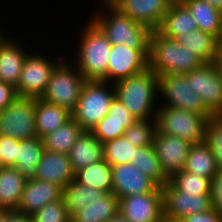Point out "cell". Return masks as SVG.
I'll return each mask as SVG.
<instances>
[{
  "label": "cell",
  "mask_w": 222,
  "mask_h": 222,
  "mask_svg": "<svg viewBox=\"0 0 222 222\" xmlns=\"http://www.w3.org/2000/svg\"><path fill=\"white\" fill-rule=\"evenodd\" d=\"M113 86L115 97L137 120L155 119L159 98L158 76L149 68L140 74L119 80Z\"/></svg>",
  "instance_id": "1"
},
{
  "label": "cell",
  "mask_w": 222,
  "mask_h": 222,
  "mask_svg": "<svg viewBox=\"0 0 222 222\" xmlns=\"http://www.w3.org/2000/svg\"><path fill=\"white\" fill-rule=\"evenodd\" d=\"M78 42L74 65L86 81L107 82V66L112 44L102 30L90 19L85 24Z\"/></svg>",
  "instance_id": "2"
},
{
  "label": "cell",
  "mask_w": 222,
  "mask_h": 222,
  "mask_svg": "<svg viewBox=\"0 0 222 222\" xmlns=\"http://www.w3.org/2000/svg\"><path fill=\"white\" fill-rule=\"evenodd\" d=\"M91 20L102 30L112 44H123L131 49H149L151 30L123 14L114 5L101 4ZM106 7V8H105ZM107 10V11H106Z\"/></svg>",
  "instance_id": "3"
},
{
  "label": "cell",
  "mask_w": 222,
  "mask_h": 222,
  "mask_svg": "<svg viewBox=\"0 0 222 222\" xmlns=\"http://www.w3.org/2000/svg\"><path fill=\"white\" fill-rule=\"evenodd\" d=\"M204 62L180 45L176 39L168 38L157 30L151 32L149 47V69L157 76L168 73L186 74Z\"/></svg>",
  "instance_id": "4"
},
{
  "label": "cell",
  "mask_w": 222,
  "mask_h": 222,
  "mask_svg": "<svg viewBox=\"0 0 222 222\" xmlns=\"http://www.w3.org/2000/svg\"><path fill=\"white\" fill-rule=\"evenodd\" d=\"M114 98L115 89L112 83L86 81L77 105L71 112L72 118L83 131L91 132L96 124L109 113Z\"/></svg>",
  "instance_id": "5"
},
{
  "label": "cell",
  "mask_w": 222,
  "mask_h": 222,
  "mask_svg": "<svg viewBox=\"0 0 222 222\" xmlns=\"http://www.w3.org/2000/svg\"><path fill=\"white\" fill-rule=\"evenodd\" d=\"M211 117L184 109L158 106L156 111L157 132L176 136L192 144L205 140L206 124Z\"/></svg>",
  "instance_id": "6"
},
{
  "label": "cell",
  "mask_w": 222,
  "mask_h": 222,
  "mask_svg": "<svg viewBox=\"0 0 222 222\" xmlns=\"http://www.w3.org/2000/svg\"><path fill=\"white\" fill-rule=\"evenodd\" d=\"M63 62L61 60L52 70L46 91L41 99L72 112L77 105L86 79L73 63L70 64L69 60Z\"/></svg>",
  "instance_id": "7"
},
{
  "label": "cell",
  "mask_w": 222,
  "mask_h": 222,
  "mask_svg": "<svg viewBox=\"0 0 222 222\" xmlns=\"http://www.w3.org/2000/svg\"><path fill=\"white\" fill-rule=\"evenodd\" d=\"M158 93L164 99L163 104L159 106L174 107L184 109L197 114H203L205 117L214 115L205 107V104L196 94L192 87H189L186 74L168 73L158 76ZM162 93V94H161Z\"/></svg>",
  "instance_id": "8"
},
{
  "label": "cell",
  "mask_w": 222,
  "mask_h": 222,
  "mask_svg": "<svg viewBox=\"0 0 222 222\" xmlns=\"http://www.w3.org/2000/svg\"><path fill=\"white\" fill-rule=\"evenodd\" d=\"M0 136L25 140L37 136L35 127V98L17 97L0 111Z\"/></svg>",
  "instance_id": "9"
},
{
  "label": "cell",
  "mask_w": 222,
  "mask_h": 222,
  "mask_svg": "<svg viewBox=\"0 0 222 222\" xmlns=\"http://www.w3.org/2000/svg\"><path fill=\"white\" fill-rule=\"evenodd\" d=\"M28 53L24 60L16 93L19 97L41 98L46 91L50 74L55 66L61 61L51 60V57L37 53Z\"/></svg>",
  "instance_id": "10"
},
{
  "label": "cell",
  "mask_w": 222,
  "mask_h": 222,
  "mask_svg": "<svg viewBox=\"0 0 222 222\" xmlns=\"http://www.w3.org/2000/svg\"><path fill=\"white\" fill-rule=\"evenodd\" d=\"M186 77L189 87L200 95L205 107L214 116H222V73L217 63H203L186 73Z\"/></svg>",
  "instance_id": "11"
},
{
  "label": "cell",
  "mask_w": 222,
  "mask_h": 222,
  "mask_svg": "<svg viewBox=\"0 0 222 222\" xmlns=\"http://www.w3.org/2000/svg\"><path fill=\"white\" fill-rule=\"evenodd\" d=\"M149 68V49H131L123 44L112 45L107 66V82L114 84Z\"/></svg>",
  "instance_id": "12"
},
{
  "label": "cell",
  "mask_w": 222,
  "mask_h": 222,
  "mask_svg": "<svg viewBox=\"0 0 222 222\" xmlns=\"http://www.w3.org/2000/svg\"><path fill=\"white\" fill-rule=\"evenodd\" d=\"M119 213L130 222H161L164 217L162 187L120 198Z\"/></svg>",
  "instance_id": "13"
},
{
  "label": "cell",
  "mask_w": 222,
  "mask_h": 222,
  "mask_svg": "<svg viewBox=\"0 0 222 222\" xmlns=\"http://www.w3.org/2000/svg\"><path fill=\"white\" fill-rule=\"evenodd\" d=\"M164 217L182 220L185 216L212 209L210 194H185L169 181L162 187Z\"/></svg>",
  "instance_id": "14"
},
{
  "label": "cell",
  "mask_w": 222,
  "mask_h": 222,
  "mask_svg": "<svg viewBox=\"0 0 222 222\" xmlns=\"http://www.w3.org/2000/svg\"><path fill=\"white\" fill-rule=\"evenodd\" d=\"M191 145L192 143L182 138L156 133L153 147L168 179L184 169Z\"/></svg>",
  "instance_id": "15"
},
{
  "label": "cell",
  "mask_w": 222,
  "mask_h": 222,
  "mask_svg": "<svg viewBox=\"0 0 222 222\" xmlns=\"http://www.w3.org/2000/svg\"><path fill=\"white\" fill-rule=\"evenodd\" d=\"M112 193L118 198L154 192L159 186L133 164L111 166Z\"/></svg>",
  "instance_id": "16"
},
{
  "label": "cell",
  "mask_w": 222,
  "mask_h": 222,
  "mask_svg": "<svg viewBox=\"0 0 222 222\" xmlns=\"http://www.w3.org/2000/svg\"><path fill=\"white\" fill-rule=\"evenodd\" d=\"M114 6L132 20L154 31L171 5L169 0H118Z\"/></svg>",
  "instance_id": "17"
},
{
  "label": "cell",
  "mask_w": 222,
  "mask_h": 222,
  "mask_svg": "<svg viewBox=\"0 0 222 222\" xmlns=\"http://www.w3.org/2000/svg\"><path fill=\"white\" fill-rule=\"evenodd\" d=\"M63 188L38 179H27L17 211L31 215L48 203L62 199Z\"/></svg>",
  "instance_id": "18"
},
{
  "label": "cell",
  "mask_w": 222,
  "mask_h": 222,
  "mask_svg": "<svg viewBox=\"0 0 222 222\" xmlns=\"http://www.w3.org/2000/svg\"><path fill=\"white\" fill-rule=\"evenodd\" d=\"M34 179L56 184L62 188L75 180L69 156L44 150L36 166Z\"/></svg>",
  "instance_id": "19"
},
{
  "label": "cell",
  "mask_w": 222,
  "mask_h": 222,
  "mask_svg": "<svg viewBox=\"0 0 222 222\" xmlns=\"http://www.w3.org/2000/svg\"><path fill=\"white\" fill-rule=\"evenodd\" d=\"M5 37L0 42V81L17 87L28 51L20 43ZM24 49V50H23Z\"/></svg>",
  "instance_id": "20"
},
{
  "label": "cell",
  "mask_w": 222,
  "mask_h": 222,
  "mask_svg": "<svg viewBox=\"0 0 222 222\" xmlns=\"http://www.w3.org/2000/svg\"><path fill=\"white\" fill-rule=\"evenodd\" d=\"M73 172L103 160V144L89 131H83L68 154Z\"/></svg>",
  "instance_id": "21"
},
{
  "label": "cell",
  "mask_w": 222,
  "mask_h": 222,
  "mask_svg": "<svg viewBox=\"0 0 222 222\" xmlns=\"http://www.w3.org/2000/svg\"><path fill=\"white\" fill-rule=\"evenodd\" d=\"M72 117L71 112L59 105L35 98V127L39 138L45 137Z\"/></svg>",
  "instance_id": "22"
},
{
  "label": "cell",
  "mask_w": 222,
  "mask_h": 222,
  "mask_svg": "<svg viewBox=\"0 0 222 222\" xmlns=\"http://www.w3.org/2000/svg\"><path fill=\"white\" fill-rule=\"evenodd\" d=\"M119 213V199L112 192H105L95 201L71 216V222H108Z\"/></svg>",
  "instance_id": "23"
},
{
  "label": "cell",
  "mask_w": 222,
  "mask_h": 222,
  "mask_svg": "<svg viewBox=\"0 0 222 222\" xmlns=\"http://www.w3.org/2000/svg\"><path fill=\"white\" fill-rule=\"evenodd\" d=\"M176 40L204 63L216 62L219 39L215 36L202 30H192L180 35Z\"/></svg>",
  "instance_id": "24"
},
{
  "label": "cell",
  "mask_w": 222,
  "mask_h": 222,
  "mask_svg": "<svg viewBox=\"0 0 222 222\" xmlns=\"http://www.w3.org/2000/svg\"><path fill=\"white\" fill-rule=\"evenodd\" d=\"M26 181L14 167L0 169V211L17 209Z\"/></svg>",
  "instance_id": "25"
},
{
  "label": "cell",
  "mask_w": 222,
  "mask_h": 222,
  "mask_svg": "<svg viewBox=\"0 0 222 222\" xmlns=\"http://www.w3.org/2000/svg\"><path fill=\"white\" fill-rule=\"evenodd\" d=\"M192 30H198L197 22L184 5H171L157 29L172 39Z\"/></svg>",
  "instance_id": "26"
},
{
  "label": "cell",
  "mask_w": 222,
  "mask_h": 222,
  "mask_svg": "<svg viewBox=\"0 0 222 222\" xmlns=\"http://www.w3.org/2000/svg\"><path fill=\"white\" fill-rule=\"evenodd\" d=\"M45 150L43 139L38 136L25 140H17V172L26 179H32L35 176L36 166L41 160Z\"/></svg>",
  "instance_id": "27"
},
{
  "label": "cell",
  "mask_w": 222,
  "mask_h": 222,
  "mask_svg": "<svg viewBox=\"0 0 222 222\" xmlns=\"http://www.w3.org/2000/svg\"><path fill=\"white\" fill-rule=\"evenodd\" d=\"M184 6L196 20L198 30L222 37V11L204 0H189Z\"/></svg>",
  "instance_id": "28"
},
{
  "label": "cell",
  "mask_w": 222,
  "mask_h": 222,
  "mask_svg": "<svg viewBox=\"0 0 222 222\" xmlns=\"http://www.w3.org/2000/svg\"><path fill=\"white\" fill-rule=\"evenodd\" d=\"M183 170L209 179L219 171L214 155L204 141L191 145Z\"/></svg>",
  "instance_id": "29"
},
{
  "label": "cell",
  "mask_w": 222,
  "mask_h": 222,
  "mask_svg": "<svg viewBox=\"0 0 222 222\" xmlns=\"http://www.w3.org/2000/svg\"><path fill=\"white\" fill-rule=\"evenodd\" d=\"M82 132L80 125L71 117L66 123L42 138L44 147L48 151L68 155Z\"/></svg>",
  "instance_id": "30"
},
{
  "label": "cell",
  "mask_w": 222,
  "mask_h": 222,
  "mask_svg": "<svg viewBox=\"0 0 222 222\" xmlns=\"http://www.w3.org/2000/svg\"><path fill=\"white\" fill-rule=\"evenodd\" d=\"M75 181L87 187L112 192V169L103 159L77 171Z\"/></svg>",
  "instance_id": "31"
},
{
  "label": "cell",
  "mask_w": 222,
  "mask_h": 222,
  "mask_svg": "<svg viewBox=\"0 0 222 222\" xmlns=\"http://www.w3.org/2000/svg\"><path fill=\"white\" fill-rule=\"evenodd\" d=\"M139 172L152 179L159 187H163L169 179L161 169L153 146L136 147L134 160L131 162Z\"/></svg>",
  "instance_id": "32"
},
{
  "label": "cell",
  "mask_w": 222,
  "mask_h": 222,
  "mask_svg": "<svg viewBox=\"0 0 222 222\" xmlns=\"http://www.w3.org/2000/svg\"><path fill=\"white\" fill-rule=\"evenodd\" d=\"M105 192L94 187L90 188L79 184L75 180L63 188L62 198L65 202L69 215L72 216L91 201L97 200Z\"/></svg>",
  "instance_id": "33"
},
{
  "label": "cell",
  "mask_w": 222,
  "mask_h": 222,
  "mask_svg": "<svg viewBox=\"0 0 222 222\" xmlns=\"http://www.w3.org/2000/svg\"><path fill=\"white\" fill-rule=\"evenodd\" d=\"M135 148L125 136H120L103 143V159L110 165L131 163L134 160Z\"/></svg>",
  "instance_id": "34"
},
{
  "label": "cell",
  "mask_w": 222,
  "mask_h": 222,
  "mask_svg": "<svg viewBox=\"0 0 222 222\" xmlns=\"http://www.w3.org/2000/svg\"><path fill=\"white\" fill-rule=\"evenodd\" d=\"M169 182L185 194H211V179L185 170L175 173Z\"/></svg>",
  "instance_id": "35"
},
{
  "label": "cell",
  "mask_w": 222,
  "mask_h": 222,
  "mask_svg": "<svg viewBox=\"0 0 222 222\" xmlns=\"http://www.w3.org/2000/svg\"><path fill=\"white\" fill-rule=\"evenodd\" d=\"M157 132L156 120H135L124 132L125 138L136 147L153 146Z\"/></svg>",
  "instance_id": "36"
},
{
  "label": "cell",
  "mask_w": 222,
  "mask_h": 222,
  "mask_svg": "<svg viewBox=\"0 0 222 222\" xmlns=\"http://www.w3.org/2000/svg\"><path fill=\"white\" fill-rule=\"evenodd\" d=\"M134 121L111 119V116L107 114L96 124L91 133L103 144L104 142L123 136L125 130Z\"/></svg>",
  "instance_id": "37"
},
{
  "label": "cell",
  "mask_w": 222,
  "mask_h": 222,
  "mask_svg": "<svg viewBox=\"0 0 222 222\" xmlns=\"http://www.w3.org/2000/svg\"><path fill=\"white\" fill-rule=\"evenodd\" d=\"M204 142L211 149L219 170H222V116L208 119Z\"/></svg>",
  "instance_id": "38"
},
{
  "label": "cell",
  "mask_w": 222,
  "mask_h": 222,
  "mask_svg": "<svg viewBox=\"0 0 222 222\" xmlns=\"http://www.w3.org/2000/svg\"><path fill=\"white\" fill-rule=\"evenodd\" d=\"M31 222H71V216L62 199L48 203L30 215Z\"/></svg>",
  "instance_id": "39"
},
{
  "label": "cell",
  "mask_w": 222,
  "mask_h": 222,
  "mask_svg": "<svg viewBox=\"0 0 222 222\" xmlns=\"http://www.w3.org/2000/svg\"><path fill=\"white\" fill-rule=\"evenodd\" d=\"M17 157V140L0 136V158L3 167H15Z\"/></svg>",
  "instance_id": "40"
},
{
  "label": "cell",
  "mask_w": 222,
  "mask_h": 222,
  "mask_svg": "<svg viewBox=\"0 0 222 222\" xmlns=\"http://www.w3.org/2000/svg\"><path fill=\"white\" fill-rule=\"evenodd\" d=\"M211 205L212 209L222 215V170L211 179Z\"/></svg>",
  "instance_id": "41"
},
{
  "label": "cell",
  "mask_w": 222,
  "mask_h": 222,
  "mask_svg": "<svg viewBox=\"0 0 222 222\" xmlns=\"http://www.w3.org/2000/svg\"><path fill=\"white\" fill-rule=\"evenodd\" d=\"M108 114L111 116V119L136 120L131 112L116 97L112 100Z\"/></svg>",
  "instance_id": "42"
},
{
  "label": "cell",
  "mask_w": 222,
  "mask_h": 222,
  "mask_svg": "<svg viewBox=\"0 0 222 222\" xmlns=\"http://www.w3.org/2000/svg\"><path fill=\"white\" fill-rule=\"evenodd\" d=\"M182 222H222V215L216 210L211 209L207 212L185 216Z\"/></svg>",
  "instance_id": "43"
},
{
  "label": "cell",
  "mask_w": 222,
  "mask_h": 222,
  "mask_svg": "<svg viewBox=\"0 0 222 222\" xmlns=\"http://www.w3.org/2000/svg\"><path fill=\"white\" fill-rule=\"evenodd\" d=\"M17 97L15 87L0 81V111L8 107Z\"/></svg>",
  "instance_id": "44"
},
{
  "label": "cell",
  "mask_w": 222,
  "mask_h": 222,
  "mask_svg": "<svg viewBox=\"0 0 222 222\" xmlns=\"http://www.w3.org/2000/svg\"><path fill=\"white\" fill-rule=\"evenodd\" d=\"M6 222H31L30 215L18 212L17 210L5 211Z\"/></svg>",
  "instance_id": "45"
},
{
  "label": "cell",
  "mask_w": 222,
  "mask_h": 222,
  "mask_svg": "<svg viewBox=\"0 0 222 222\" xmlns=\"http://www.w3.org/2000/svg\"><path fill=\"white\" fill-rule=\"evenodd\" d=\"M216 63L218 65L219 70L222 71V37L219 39L218 43V57Z\"/></svg>",
  "instance_id": "46"
},
{
  "label": "cell",
  "mask_w": 222,
  "mask_h": 222,
  "mask_svg": "<svg viewBox=\"0 0 222 222\" xmlns=\"http://www.w3.org/2000/svg\"><path fill=\"white\" fill-rule=\"evenodd\" d=\"M208 2L211 6L218 8L222 11V0H204Z\"/></svg>",
  "instance_id": "47"
},
{
  "label": "cell",
  "mask_w": 222,
  "mask_h": 222,
  "mask_svg": "<svg viewBox=\"0 0 222 222\" xmlns=\"http://www.w3.org/2000/svg\"><path fill=\"white\" fill-rule=\"evenodd\" d=\"M108 222H130L125 219L120 213L112 217Z\"/></svg>",
  "instance_id": "48"
},
{
  "label": "cell",
  "mask_w": 222,
  "mask_h": 222,
  "mask_svg": "<svg viewBox=\"0 0 222 222\" xmlns=\"http://www.w3.org/2000/svg\"><path fill=\"white\" fill-rule=\"evenodd\" d=\"M189 0H169L170 5H184Z\"/></svg>",
  "instance_id": "49"
},
{
  "label": "cell",
  "mask_w": 222,
  "mask_h": 222,
  "mask_svg": "<svg viewBox=\"0 0 222 222\" xmlns=\"http://www.w3.org/2000/svg\"><path fill=\"white\" fill-rule=\"evenodd\" d=\"M101 1V0H100ZM118 0H102V4L114 5Z\"/></svg>",
  "instance_id": "50"
},
{
  "label": "cell",
  "mask_w": 222,
  "mask_h": 222,
  "mask_svg": "<svg viewBox=\"0 0 222 222\" xmlns=\"http://www.w3.org/2000/svg\"><path fill=\"white\" fill-rule=\"evenodd\" d=\"M161 222H182V221L181 220L168 219L166 217H163Z\"/></svg>",
  "instance_id": "51"
},
{
  "label": "cell",
  "mask_w": 222,
  "mask_h": 222,
  "mask_svg": "<svg viewBox=\"0 0 222 222\" xmlns=\"http://www.w3.org/2000/svg\"><path fill=\"white\" fill-rule=\"evenodd\" d=\"M0 222H6L5 221V211H0Z\"/></svg>",
  "instance_id": "52"
},
{
  "label": "cell",
  "mask_w": 222,
  "mask_h": 222,
  "mask_svg": "<svg viewBox=\"0 0 222 222\" xmlns=\"http://www.w3.org/2000/svg\"><path fill=\"white\" fill-rule=\"evenodd\" d=\"M6 37L3 35L2 29H0V42Z\"/></svg>",
  "instance_id": "53"
},
{
  "label": "cell",
  "mask_w": 222,
  "mask_h": 222,
  "mask_svg": "<svg viewBox=\"0 0 222 222\" xmlns=\"http://www.w3.org/2000/svg\"><path fill=\"white\" fill-rule=\"evenodd\" d=\"M3 168V164H2V161H1V158H0V169Z\"/></svg>",
  "instance_id": "54"
}]
</instances>
